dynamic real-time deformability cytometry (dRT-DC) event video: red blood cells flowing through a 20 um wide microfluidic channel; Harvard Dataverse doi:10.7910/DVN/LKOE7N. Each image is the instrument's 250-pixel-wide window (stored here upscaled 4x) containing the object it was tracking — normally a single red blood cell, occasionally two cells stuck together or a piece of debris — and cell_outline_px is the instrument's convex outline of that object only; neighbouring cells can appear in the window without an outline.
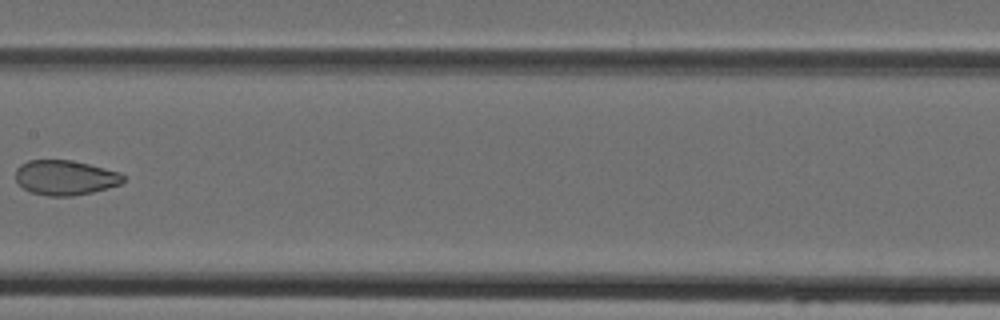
{"species": "Egyptian fruit bat (a non-hibernating species)", "species_latin": "Rousettus aegyptiacus", "temperature_condition": "cold", "stored_images_in_passage": 6, "camera_frame_rate_fps": 3000, "um_per_image_px": 0.085, "animal": {"sex": "female"}, "frame": {"image": 1, "passage_image": 6, "time_ms": 6.0, "image_size_px": [1000, 320], "cell_outline_px": [[124, 180], [120, 184], [92, 192], [72, 196], [48, 196], [32, 192], [24, 188], [16, 180], [16, 168], [20, 164], [28, 160], [72, 160], [120, 172], [124, 176]], "centroid_in_image_um": [5.53, 15.09], "position_along_channel_um": 201.9, "area_um2": 21.73}}